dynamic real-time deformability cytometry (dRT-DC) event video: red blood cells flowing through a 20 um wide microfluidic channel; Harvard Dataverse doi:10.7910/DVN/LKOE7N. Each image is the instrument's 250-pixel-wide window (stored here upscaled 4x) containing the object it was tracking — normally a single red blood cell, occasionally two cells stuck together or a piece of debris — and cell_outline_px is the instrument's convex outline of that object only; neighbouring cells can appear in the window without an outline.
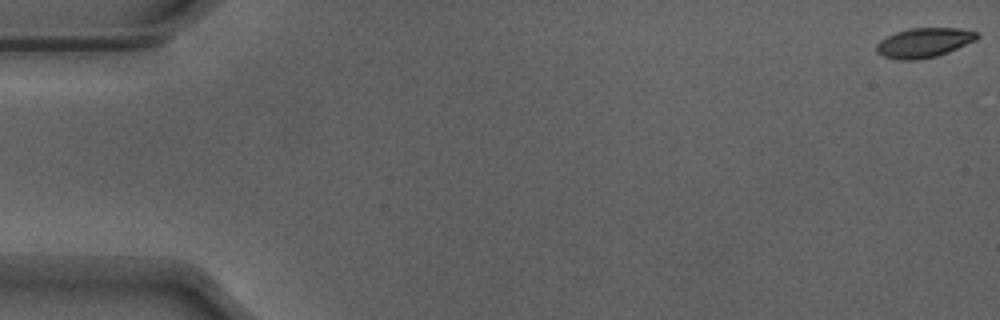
{"species": "Egyptian fruit bat (a non-hibernating species)", "species_latin": "Rousettus aegyptiacus", "temperature_condition": "warm", "stored_images_in_passage": 54, "camera_frame_rate_fps": 3000, "um_per_image_px": 0.085, "animal": {"sex": "male"}, "frame": {"image": 1, "passage_image": 1, "time_ms": 0.0, "image_size_px": [1000, 320], "cell_outline_px": [[980, 36], [976, 40], [948, 52], [936, 56], [916, 60], [896, 60], [884, 56], [876, 52], [876, 44], [880, 40], [896, 32], [908, 28], [960, 28], [976, 32]], "centroid_in_image_um": [78.52, 3.63], "position_along_channel_um": 6.5, "area_um2": 17.34}}
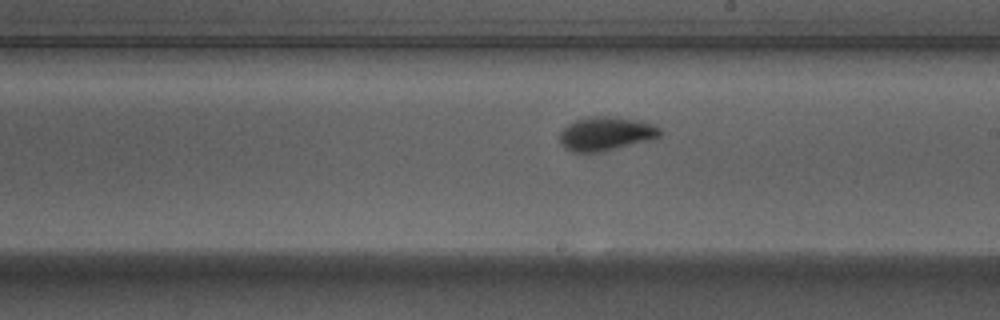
{"frame": {"image": 2, "passage_image": 31, "time_ms": 10.0, "image_size_px": [1000, 320], "cell_outline_px": [[664, 132], [660, 136], [652, 140], [604, 152], [572, 152], [564, 148], [560, 144], [560, 132], [568, 124], [576, 120], [588, 116], [608, 116], [640, 120], [652, 124], [660, 128]], "centroid_in_image_um": [51.53, 11.37], "position_along_channel_um": 237.5, "area_um2": 20.17}}
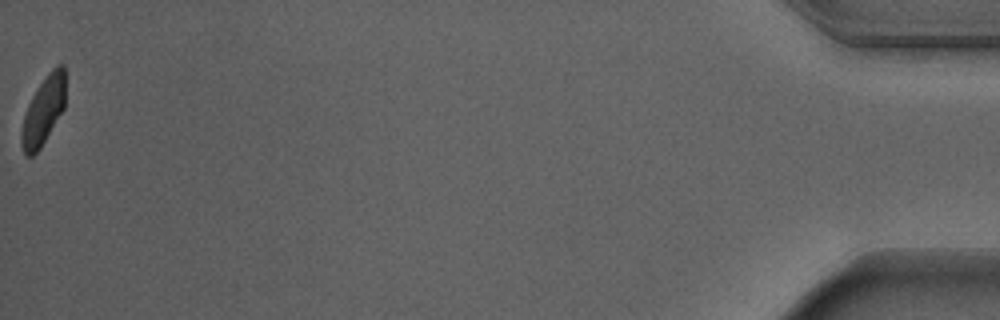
{"frame": {"image": 3, "passage_image": 54, "time_ms": 17.667, "image_size_px": [1000, 320], "cell_outline_px": [[64, 108], [40, 148], [32, 156], [28, 156], [24, 152], [20, 144], [20, 132], [24, 116], [28, 104], [32, 96], [48, 72], [56, 64], [64, 64]], "centroid_in_image_um": [3.67, 9.41], "position_along_channel_um": 431.5, "area_um2": 17.22}, "authors_computed_cell_mechanics": {"area_um2": 18.6116, "velocity_mm_per_s": 3.8859, "shape_relaxation_time_tau1_ms": 2.6777, "shape_relaxation_time_tau2_ms": 1.8169, "deformation_change_tau1": 0.1285, "deformation_change_tau2": 0.0594}}